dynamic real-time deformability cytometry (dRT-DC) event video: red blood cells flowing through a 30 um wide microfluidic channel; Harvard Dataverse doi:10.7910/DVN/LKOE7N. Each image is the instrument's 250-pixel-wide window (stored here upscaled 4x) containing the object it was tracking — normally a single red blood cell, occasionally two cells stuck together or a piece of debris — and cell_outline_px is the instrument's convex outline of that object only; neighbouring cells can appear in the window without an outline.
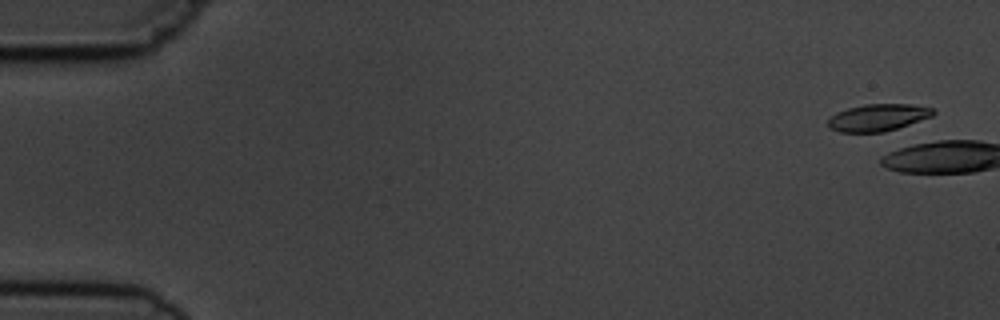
{"species": "common noctule bat (a hibernating species)", "species_latin": "Nyctalus noctula", "temperature_condition": "cold", "stored_images_in_passage": 2, "camera_frame_rate_fps": 3000, "um_per_image_px": 0.085, "animal": {"sex": "male", "body_mass_g": 19.5, "forearm_length_mm": 54.6}, "frame": {"image": 1, "passage_image": 1, "time_ms": 0.0, "image_size_px": [1000, 320], "cell_outline_px": [[936, 112], [932, 116], [884, 132], [840, 132], [832, 128], [828, 124], [828, 120], [836, 112], [848, 108], [864, 104], [908, 104], [932, 108]], "centroid_in_image_um": [74.62, 9.98], "position_along_channel_um": 10.4, "area_um2": 16.3}}